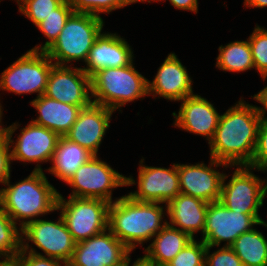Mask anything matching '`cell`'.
<instances>
[{"mask_svg": "<svg viewBox=\"0 0 267 266\" xmlns=\"http://www.w3.org/2000/svg\"><path fill=\"white\" fill-rule=\"evenodd\" d=\"M243 266H267V239L256 229L237 237L230 246Z\"/></svg>", "mask_w": 267, "mask_h": 266, "instance_id": "25", "label": "cell"}, {"mask_svg": "<svg viewBox=\"0 0 267 266\" xmlns=\"http://www.w3.org/2000/svg\"><path fill=\"white\" fill-rule=\"evenodd\" d=\"M131 262V258H129L123 266H129ZM131 266H153L148 261H146L143 257L138 258L136 261H134L133 265Z\"/></svg>", "mask_w": 267, "mask_h": 266, "instance_id": "40", "label": "cell"}, {"mask_svg": "<svg viewBox=\"0 0 267 266\" xmlns=\"http://www.w3.org/2000/svg\"><path fill=\"white\" fill-rule=\"evenodd\" d=\"M261 225L267 227V222H265V221L263 220V221L261 222Z\"/></svg>", "mask_w": 267, "mask_h": 266, "instance_id": "44", "label": "cell"}, {"mask_svg": "<svg viewBox=\"0 0 267 266\" xmlns=\"http://www.w3.org/2000/svg\"><path fill=\"white\" fill-rule=\"evenodd\" d=\"M73 12L69 0H64L55 10H53L52 14L45 17V19L36 26L43 35L48 38V41L42 46L36 45L30 50L45 52L55 42L67 19Z\"/></svg>", "mask_w": 267, "mask_h": 266, "instance_id": "27", "label": "cell"}, {"mask_svg": "<svg viewBox=\"0 0 267 266\" xmlns=\"http://www.w3.org/2000/svg\"><path fill=\"white\" fill-rule=\"evenodd\" d=\"M22 241H31L51 257L63 261L66 265L72 259L76 242L60 215L58 221L36 219L22 229Z\"/></svg>", "mask_w": 267, "mask_h": 266, "instance_id": "13", "label": "cell"}, {"mask_svg": "<svg viewBox=\"0 0 267 266\" xmlns=\"http://www.w3.org/2000/svg\"><path fill=\"white\" fill-rule=\"evenodd\" d=\"M10 146L5 131L0 132V183L11 177Z\"/></svg>", "mask_w": 267, "mask_h": 266, "instance_id": "36", "label": "cell"}, {"mask_svg": "<svg viewBox=\"0 0 267 266\" xmlns=\"http://www.w3.org/2000/svg\"><path fill=\"white\" fill-rule=\"evenodd\" d=\"M102 17L73 12L55 42L45 51L56 65L86 61L92 45L102 32Z\"/></svg>", "mask_w": 267, "mask_h": 266, "instance_id": "5", "label": "cell"}, {"mask_svg": "<svg viewBox=\"0 0 267 266\" xmlns=\"http://www.w3.org/2000/svg\"><path fill=\"white\" fill-rule=\"evenodd\" d=\"M152 82L148 81V94L159 95L171 101H181L194 95L192 79L175 53H170L157 69Z\"/></svg>", "mask_w": 267, "mask_h": 266, "instance_id": "19", "label": "cell"}, {"mask_svg": "<svg viewBox=\"0 0 267 266\" xmlns=\"http://www.w3.org/2000/svg\"><path fill=\"white\" fill-rule=\"evenodd\" d=\"M64 0H17L19 12L38 25L48 17Z\"/></svg>", "mask_w": 267, "mask_h": 266, "instance_id": "30", "label": "cell"}, {"mask_svg": "<svg viewBox=\"0 0 267 266\" xmlns=\"http://www.w3.org/2000/svg\"><path fill=\"white\" fill-rule=\"evenodd\" d=\"M169 2L176 9L198 12V0H169Z\"/></svg>", "mask_w": 267, "mask_h": 266, "instance_id": "38", "label": "cell"}, {"mask_svg": "<svg viewBox=\"0 0 267 266\" xmlns=\"http://www.w3.org/2000/svg\"><path fill=\"white\" fill-rule=\"evenodd\" d=\"M53 65L45 52L28 50L1 73L0 89L18 95L38 93L40 97Z\"/></svg>", "mask_w": 267, "mask_h": 266, "instance_id": "7", "label": "cell"}, {"mask_svg": "<svg viewBox=\"0 0 267 266\" xmlns=\"http://www.w3.org/2000/svg\"><path fill=\"white\" fill-rule=\"evenodd\" d=\"M126 1V3H127V5H130V4H132V3H137V2H148V3H150L151 1H158V0H125Z\"/></svg>", "mask_w": 267, "mask_h": 266, "instance_id": "42", "label": "cell"}, {"mask_svg": "<svg viewBox=\"0 0 267 266\" xmlns=\"http://www.w3.org/2000/svg\"><path fill=\"white\" fill-rule=\"evenodd\" d=\"M148 79L133 64L120 68H104L90 77L92 103L117 110L148 94Z\"/></svg>", "mask_w": 267, "mask_h": 266, "instance_id": "4", "label": "cell"}, {"mask_svg": "<svg viewBox=\"0 0 267 266\" xmlns=\"http://www.w3.org/2000/svg\"><path fill=\"white\" fill-rule=\"evenodd\" d=\"M251 170L249 166H237L228 183L225 173L219 201L232 211L259 215L267 195V180L262 181Z\"/></svg>", "mask_w": 267, "mask_h": 266, "instance_id": "8", "label": "cell"}, {"mask_svg": "<svg viewBox=\"0 0 267 266\" xmlns=\"http://www.w3.org/2000/svg\"><path fill=\"white\" fill-rule=\"evenodd\" d=\"M0 266H18V261L15 258H4L0 261Z\"/></svg>", "mask_w": 267, "mask_h": 266, "instance_id": "41", "label": "cell"}, {"mask_svg": "<svg viewBox=\"0 0 267 266\" xmlns=\"http://www.w3.org/2000/svg\"><path fill=\"white\" fill-rule=\"evenodd\" d=\"M3 185L7 187L0 189V205L16 224L20 222L22 229L38 216L57 210L59 192L43 171L33 170L27 178L13 185L9 177Z\"/></svg>", "mask_w": 267, "mask_h": 266, "instance_id": "3", "label": "cell"}, {"mask_svg": "<svg viewBox=\"0 0 267 266\" xmlns=\"http://www.w3.org/2000/svg\"><path fill=\"white\" fill-rule=\"evenodd\" d=\"M244 6L249 8H265L267 7V0H244Z\"/></svg>", "mask_w": 267, "mask_h": 266, "instance_id": "39", "label": "cell"}, {"mask_svg": "<svg viewBox=\"0 0 267 266\" xmlns=\"http://www.w3.org/2000/svg\"><path fill=\"white\" fill-rule=\"evenodd\" d=\"M47 97L74 106H89L90 77L81 68L54 64L44 93Z\"/></svg>", "mask_w": 267, "mask_h": 266, "instance_id": "15", "label": "cell"}, {"mask_svg": "<svg viewBox=\"0 0 267 266\" xmlns=\"http://www.w3.org/2000/svg\"><path fill=\"white\" fill-rule=\"evenodd\" d=\"M28 243V241H22V250L15 257L18 261V266H61L62 264L66 266V264L59 259L45 257L41 253L36 252Z\"/></svg>", "mask_w": 267, "mask_h": 266, "instance_id": "33", "label": "cell"}, {"mask_svg": "<svg viewBox=\"0 0 267 266\" xmlns=\"http://www.w3.org/2000/svg\"><path fill=\"white\" fill-rule=\"evenodd\" d=\"M208 204L193 196L179 193L165 205L167 217L170 219L167 224L188 233L194 239L195 233L201 231L203 234Z\"/></svg>", "mask_w": 267, "mask_h": 266, "instance_id": "21", "label": "cell"}, {"mask_svg": "<svg viewBox=\"0 0 267 266\" xmlns=\"http://www.w3.org/2000/svg\"><path fill=\"white\" fill-rule=\"evenodd\" d=\"M216 59L215 66L223 71L243 72L255 68L248 39L219 46V54Z\"/></svg>", "mask_w": 267, "mask_h": 266, "instance_id": "26", "label": "cell"}, {"mask_svg": "<svg viewBox=\"0 0 267 266\" xmlns=\"http://www.w3.org/2000/svg\"><path fill=\"white\" fill-rule=\"evenodd\" d=\"M113 112L103 105L91 103L88 107L82 108L65 137L98 155L103 136L106 135L105 131L110 127Z\"/></svg>", "mask_w": 267, "mask_h": 266, "instance_id": "17", "label": "cell"}, {"mask_svg": "<svg viewBox=\"0 0 267 266\" xmlns=\"http://www.w3.org/2000/svg\"><path fill=\"white\" fill-rule=\"evenodd\" d=\"M30 104L39 113V116L32 122L52 130L59 136H65L76 122L82 108L88 107L69 105L44 94L36 97Z\"/></svg>", "mask_w": 267, "mask_h": 266, "instance_id": "22", "label": "cell"}, {"mask_svg": "<svg viewBox=\"0 0 267 266\" xmlns=\"http://www.w3.org/2000/svg\"><path fill=\"white\" fill-rule=\"evenodd\" d=\"M263 219L260 215H250L232 211L220 201L208 204L205 228L202 240L207 246L230 247L238 236L253 229L255 225H261Z\"/></svg>", "mask_w": 267, "mask_h": 266, "instance_id": "11", "label": "cell"}, {"mask_svg": "<svg viewBox=\"0 0 267 266\" xmlns=\"http://www.w3.org/2000/svg\"><path fill=\"white\" fill-rule=\"evenodd\" d=\"M143 161L140 160L138 182L133 176L126 177V186L138 183V190L128 194L132 199L166 205L181 193L177 164L170 168L152 167L143 165Z\"/></svg>", "mask_w": 267, "mask_h": 266, "instance_id": "12", "label": "cell"}, {"mask_svg": "<svg viewBox=\"0 0 267 266\" xmlns=\"http://www.w3.org/2000/svg\"><path fill=\"white\" fill-rule=\"evenodd\" d=\"M16 225L0 205V258H15L22 250V228Z\"/></svg>", "mask_w": 267, "mask_h": 266, "instance_id": "28", "label": "cell"}, {"mask_svg": "<svg viewBox=\"0 0 267 266\" xmlns=\"http://www.w3.org/2000/svg\"><path fill=\"white\" fill-rule=\"evenodd\" d=\"M253 99L263 105L262 108L257 106V111L260 119L263 121H267V116H265L267 111V86L260 90V92L255 94L253 96Z\"/></svg>", "mask_w": 267, "mask_h": 266, "instance_id": "37", "label": "cell"}, {"mask_svg": "<svg viewBox=\"0 0 267 266\" xmlns=\"http://www.w3.org/2000/svg\"><path fill=\"white\" fill-rule=\"evenodd\" d=\"M211 246L205 252V266H243L231 247L223 246L210 254Z\"/></svg>", "mask_w": 267, "mask_h": 266, "instance_id": "34", "label": "cell"}, {"mask_svg": "<svg viewBox=\"0 0 267 266\" xmlns=\"http://www.w3.org/2000/svg\"><path fill=\"white\" fill-rule=\"evenodd\" d=\"M67 184L73 187L70 197L96 198L112 203V190L126 186V176L94 155L81 165Z\"/></svg>", "mask_w": 267, "mask_h": 266, "instance_id": "9", "label": "cell"}, {"mask_svg": "<svg viewBox=\"0 0 267 266\" xmlns=\"http://www.w3.org/2000/svg\"><path fill=\"white\" fill-rule=\"evenodd\" d=\"M214 166L229 167L211 157L208 166L202 162L195 165L177 164L180 192L207 203L219 201L224 173L213 169Z\"/></svg>", "mask_w": 267, "mask_h": 266, "instance_id": "16", "label": "cell"}, {"mask_svg": "<svg viewBox=\"0 0 267 266\" xmlns=\"http://www.w3.org/2000/svg\"><path fill=\"white\" fill-rule=\"evenodd\" d=\"M94 156L89 150L72 142L65 136H60L56 149L51 158L52 167L48 172L67 183L82 164L88 162Z\"/></svg>", "mask_w": 267, "mask_h": 266, "instance_id": "24", "label": "cell"}, {"mask_svg": "<svg viewBox=\"0 0 267 266\" xmlns=\"http://www.w3.org/2000/svg\"><path fill=\"white\" fill-rule=\"evenodd\" d=\"M133 51L128 42L116 33H100L89 51L82 70L91 77L104 68H120L133 62Z\"/></svg>", "mask_w": 267, "mask_h": 266, "instance_id": "20", "label": "cell"}, {"mask_svg": "<svg viewBox=\"0 0 267 266\" xmlns=\"http://www.w3.org/2000/svg\"><path fill=\"white\" fill-rule=\"evenodd\" d=\"M206 248L203 240L193 239L166 266H205Z\"/></svg>", "mask_w": 267, "mask_h": 266, "instance_id": "31", "label": "cell"}, {"mask_svg": "<svg viewBox=\"0 0 267 266\" xmlns=\"http://www.w3.org/2000/svg\"><path fill=\"white\" fill-rule=\"evenodd\" d=\"M253 170L267 172V121L261 120L254 155L249 165Z\"/></svg>", "mask_w": 267, "mask_h": 266, "instance_id": "35", "label": "cell"}, {"mask_svg": "<svg viewBox=\"0 0 267 266\" xmlns=\"http://www.w3.org/2000/svg\"><path fill=\"white\" fill-rule=\"evenodd\" d=\"M2 115H3V110H2V105L0 104V132L5 131V127H2Z\"/></svg>", "mask_w": 267, "mask_h": 266, "instance_id": "43", "label": "cell"}, {"mask_svg": "<svg viewBox=\"0 0 267 266\" xmlns=\"http://www.w3.org/2000/svg\"><path fill=\"white\" fill-rule=\"evenodd\" d=\"M255 70L263 80L267 78V30L256 24L248 38Z\"/></svg>", "mask_w": 267, "mask_h": 266, "instance_id": "29", "label": "cell"}, {"mask_svg": "<svg viewBox=\"0 0 267 266\" xmlns=\"http://www.w3.org/2000/svg\"><path fill=\"white\" fill-rule=\"evenodd\" d=\"M161 203L142 202L129 195L116 198L108 210V229L130 251L151 240L167 224ZM163 222V223H162Z\"/></svg>", "mask_w": 267, "mask_h": 266, "instance_id": "2", "label": "cell"}, {"mask_svg": "<svg viewBox=\"0 0 267 266\" xmlns=\"http://www.w3.org/2000/svg\"><path fill=\"white\" fill-rule=\"evenodd\" d=\"M131 251L112 232L106 231L76 243L67 266H123Z\"/></svg>", "mask_w": 267, "mask_h": 266, "instance_id": "14", "label": "cell"}, {"mask_svg": "<svg viewBox=\"0 0 267 266\" xmlns=\"http://www.w3.org/2000/svg\"><path fill=\"white\" fill-rule=\"evenodd\" d=\"M144 250L142 256L153 266H166L193 238L186 232L166 224Z\"/></svg>", "mask_w": 267, "mask_h": 266, "instance_id": "23", "label": "cell"}, {"mask_svg": "<svg viewBox=\"0 0 267 266\" xmlns=\"http://www.w3.org/2000/svg\"><path fill=\"white\" fill-rule=\"evenodd\" d=\"M18 126H20L18 123H13L5 127V134L9 146L12 148L10 149L11 162L16 160L28 163L36 162L38 164L34 170L43 171L39 163L51 161L60 136L52 130L30 121L26 127L20 129V135L15 142L12 140V135Z\"/></svg>", "mask_w": 267, "mask_h": 266, "instance_id": "10", "label": "cell"}, {"mask_svg": "<svg viewBox=\"0 0 267 266\" xmlns=\"http://www.w3.org/2000/svg\"><path fill=\"white\" fill-rule=\"evenodd\" d=\"M110 203L96 198L70 197L59 193L57 211H60L67 229L76 243L89 239L108 229Z\"/></svg>", "mask_w": 267, "mask_h": 266, "instance_id": "6", "label": "cell"}, {"mask_svg": "<svg viewBox=\"0 0 267 266\" xmlns=\"http://www.w3.org/2000/svg\"><path fill=\"white\" fill-rule=\"evenodd\" d=\"M74 12L88 13L101 17L100 13H110L113 10L127 6L125 0H69Z\"/></svg>", "mask_w": 267, "mask_h": 266, "instance_id": "32", "label": "cell"}, {"mask_svg": "<svg viewBox=\"0 0 267 266\" xmlns=\"http://www.w3.org/2000/svg\"><path fill=\"white\" fill-rule=\"evenodd\" d=\"M181 101L178 114L172 113L175 119L174 126L204 136L210 142L215 135L221 115L212 103L198 94Z\"/></svg>", "mask_w": 267, "mask_h": 266, "instance_id": "18", "label": "cell"}, {"mask_svg": "<svg viewBox=\"0 0 267 266\" xmlns=\"http://www.w3.org/2000/svg\"><path fill=\"white\" fill-rule=\"evenodd\" d=\"M261 119L257 106L239 100L220 116L210 145V157L230 167L251 164Z\"/></svg>", "mask_w": 267, "mask_h": 266, "instance_id": "1", "label": "cell"}]
</instances>
